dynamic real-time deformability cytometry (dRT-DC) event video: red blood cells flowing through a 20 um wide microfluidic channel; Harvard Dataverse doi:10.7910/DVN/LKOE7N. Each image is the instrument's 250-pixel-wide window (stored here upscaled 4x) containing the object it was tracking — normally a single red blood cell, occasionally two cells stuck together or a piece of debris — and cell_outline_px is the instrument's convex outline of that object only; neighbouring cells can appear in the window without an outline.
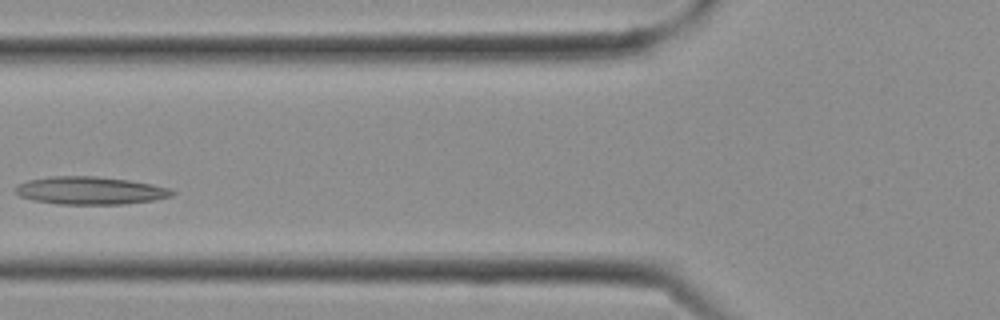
{"species": "Egyptian fruit bat (a non-hibernating species)", "species_latin": "Rousettus aegyptiacus", "temperature_condition": "cold", "stored_images_in_passage": 12, "camera_frame_rate_fps": 3000, "um_per_image_px": 0.085, "frame": {"image": 1, "passage_image": 6, "time_ms": 1.667, "image_size_px": [1000, 320], "cell_outline_px": [[176, 192], [172, 196], [156, 200], [124, 204], [60, 204], [32, 200], [20, 196], [16, 192], [16, 188], [20, 184], [28, 180], [52, 176], [96, 176], [128, 180], [152, 184], [168, 188]], "centroid_in_image_um": [7.7, 16.2], "position_along_channel_um": 118.1, "area_um2": 25.26}}
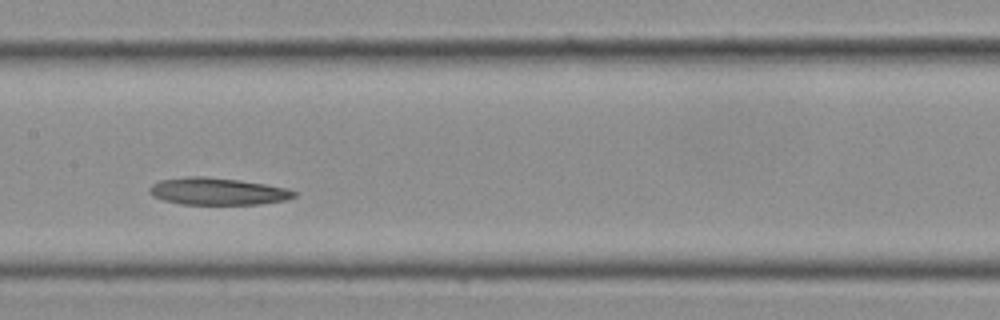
{"frame": {"image": 2, "passage_image": 9, "time_ms": 2.667, "image_size_px": [1000, 320], "cell_outline_px": [[296, 196], [288, 200], [260, 204], [180, 204], [164, 200], [152, 196], [148, 192], [148, 188], [152, 184], [160, 180], [184, 176], [204, 176], [240, 180], [288, 188], [296, 192]], "centroid_in_image_um": [18.48, 16.26], "position_along_channel_um": 188.9, "area_um2": 23.06}}
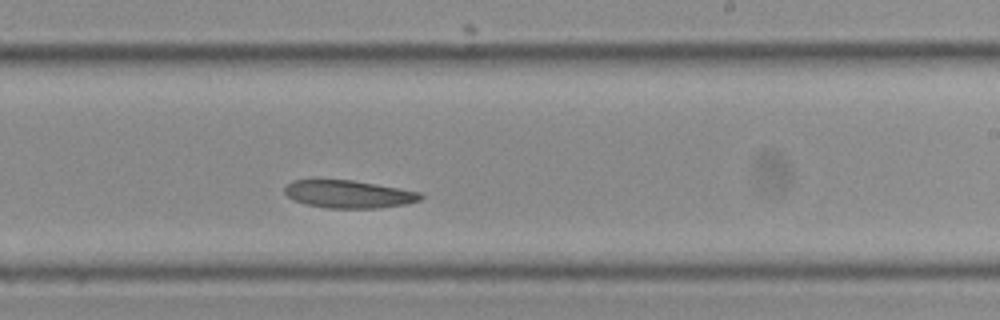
{"frame": {"image": 3, "passage_image": 12, "time_ms": 3.667, "image_size_px": [1000, 320], "cell_outline_px": [[424, 196], [420, 200], [408, 204], [376, 208], [328, 208], [308, 204], [292, 200], [284, 192], [284, 188], [292, 180], [352, 180], [376, 184], [420, 192]], "centroid_in_image_um": [29.65, 16.5], "position_along_channel_um": 259.4, "area_um2": 21.85}}